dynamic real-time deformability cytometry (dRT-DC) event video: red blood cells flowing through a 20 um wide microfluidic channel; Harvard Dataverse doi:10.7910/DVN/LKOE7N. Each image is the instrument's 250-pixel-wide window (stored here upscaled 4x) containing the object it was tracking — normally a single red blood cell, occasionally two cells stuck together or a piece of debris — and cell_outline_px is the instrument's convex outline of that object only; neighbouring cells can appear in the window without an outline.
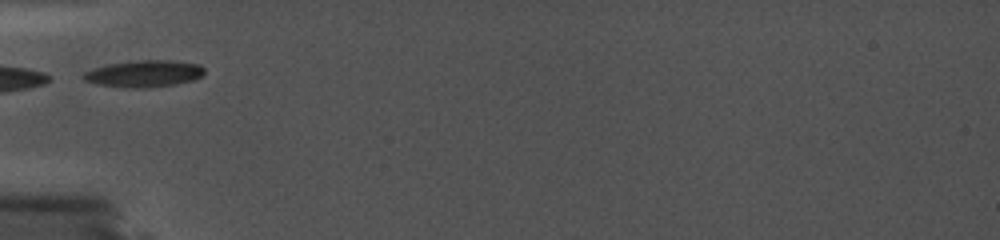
{"species": "common noctule bat (a hibernating species)", "species_latin": "Nyctalus noctula", "temperature_condition": "cold", "stored_images_in_passage": 16, "camera_frame_rate_fps": 5000, "um_per_image_px": 0.085, "animal": {"sex": "female", "body_mass_g": 19.0, "forearm_length_mm": 56.7}, "frame": {"image": 1, "passage_image": 1, "time_ms": 0.0, "image_size_px": [1000, 240], "cell_outline_px": [[204, 72], [200, 76], [192, 80], [176, 84], [148, 88], [132, 88], [96, 84], [84, 80], [80, 76], [84, 72], [92, 68], [108, 64], [140, 60], [172, 60], [200, 64], [204, 68]], "centroid_in_image_um": [12.22, 6.26], "position_along_channel_um": 72.8, "area_um2": 18.96}}